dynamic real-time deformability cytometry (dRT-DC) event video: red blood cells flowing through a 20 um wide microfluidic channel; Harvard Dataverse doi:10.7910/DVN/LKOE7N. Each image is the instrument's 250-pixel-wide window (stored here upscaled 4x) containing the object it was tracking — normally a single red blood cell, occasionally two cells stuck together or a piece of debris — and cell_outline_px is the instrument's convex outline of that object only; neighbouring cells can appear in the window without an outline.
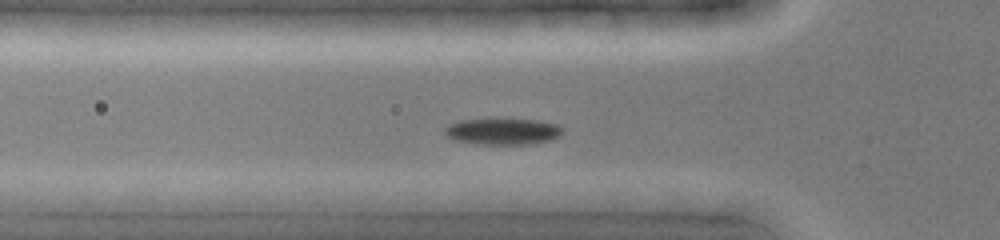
{"species": "common noctule bat (a hibernating species)", "species_latin": "Nyctalus noctula", "temperature_condition": "cold", "stored_images_in_passage": 28, "camera_frame_rate_fps": 3000, "um_per_image_px": 0.085, "animal": {"sex": "female", "body_mass_g": 19.0, "forearm_length_mm": 51.5}, "frame": {"image": 1, "passage_image": 2, "time_ms": 0.333, "image_size_px": [1000, 240], "cell_outline_px": [[560, 136], [548, 140], [524, 144], [480, 144], [456, 140], [448, 136], [444, 132], [444, 128], [448, 124], [456, 120], [484, 116], [488, 116], [536, 120], [556, 124], [560, 128]], "centroid_in_image_um": [42.61, 11.1], "position_along_channel_um": 83.2, "area_um2": 18.73}}
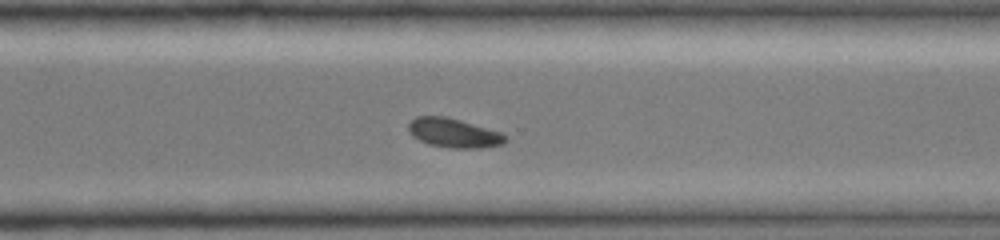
{"frame": {"image": 2, "passage_image": 19, "time_ms": 6.0, "image_size_px": [1000, 240], "cell_outline_px": [[508, 140], [500, 144], [480, 148], [452, 148], [428, 144], [412, 136], [408, 132], [408, 124], [416, 116], [444, 116], [460, 120], [504, 132], [508, 136]], "centroid_in_image_um": [38.59, 11.3], "position_along_channel_um": 332.0, "area_um2": 16.65}}
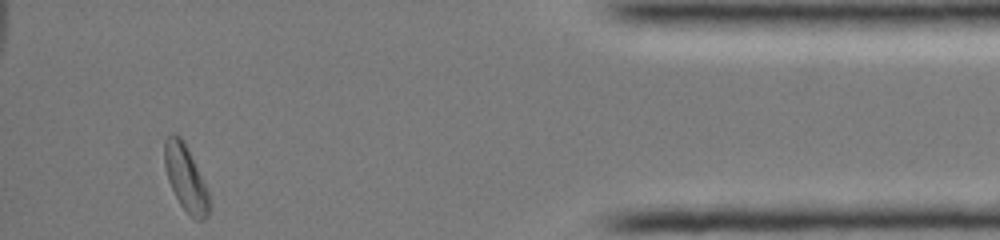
{"frame": {"image": 3, "passage_image": 28, "time_ms": 9.0, "image_size_px": [1000, 240], "cell_outline_px": [[212, 204], [208, 216], [204, 220], [196, 220], [180, 204], [168, 180], [164, 164], [164, 140], [172, 132], [180, 136], [184, 140], [208, 192]], "centroid_in_image_um": [15.79, 15.13], "position_along_channel_um": 419.4, "area_um2": 17.11}}